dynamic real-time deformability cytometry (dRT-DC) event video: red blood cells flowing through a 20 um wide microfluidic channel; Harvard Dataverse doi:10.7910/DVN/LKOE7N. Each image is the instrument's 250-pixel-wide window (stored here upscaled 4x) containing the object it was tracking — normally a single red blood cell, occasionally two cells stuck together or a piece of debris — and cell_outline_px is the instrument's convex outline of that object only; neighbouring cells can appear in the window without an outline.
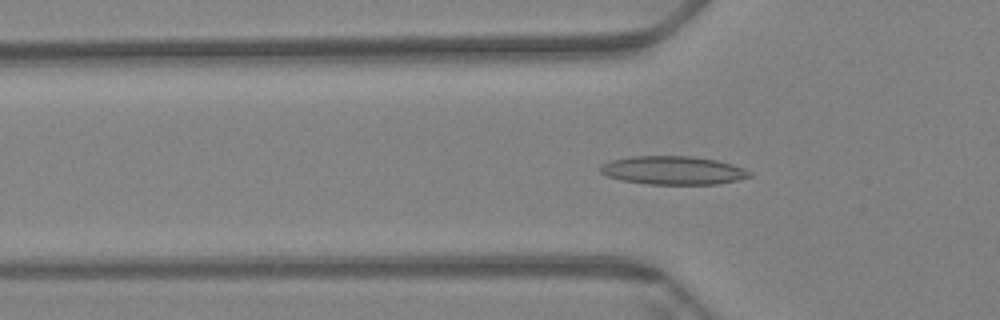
{"species": "Egyptian fruit bat (a non-hibernating species)", "species_latin": "Rousettus aegyptiacus", "temperature_condition": "warm", "stored_images_in_passage": 26, "camera_frame_rate_fps": 3000, "um_per_image_px": 0.085, "animal": {"sex": "female"}, "frame": {"image": 1, "passage_image": 19, "time_ms": 6.0, "image_size_px": [1000, 320], "cell_outline_px": [[752, 176], [736, 180], [716, 184], [648, 184], [620, 180], [608, 176], [600, 172], [600, 164], [612, 160], [632, 156], [692, 156], [716, 160], [732, 164], [744, 168], [752, 172]], "centroid_in_image_um": [57.21, 14.48], "position_along_channel_um": 68.6, "area_um2": 24.74}}
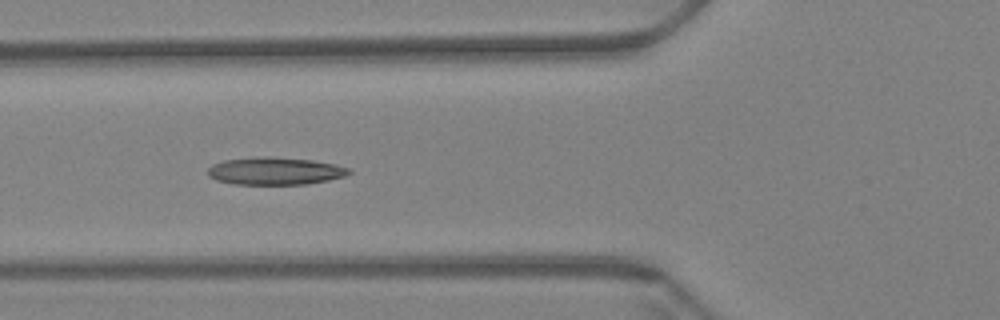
{"frame": {"image": 2, "passage_image": 22, "time_ms": 7.0, "image_size_px": [1000, 320], "cell_outline_px": [[352, 172], [344, 176], [328, 180], [308, 184], [232, 184], [216, 180], [208, 176], [208, 168], [212, 164], [224, 160], [252, 156], [268, 156], [312, 160], [336, 164], [348, 168]], "centroid_in_image_um": [23.34, 14.53], "position_along_channel_um": 102.5, "area_um2": 22.83}}
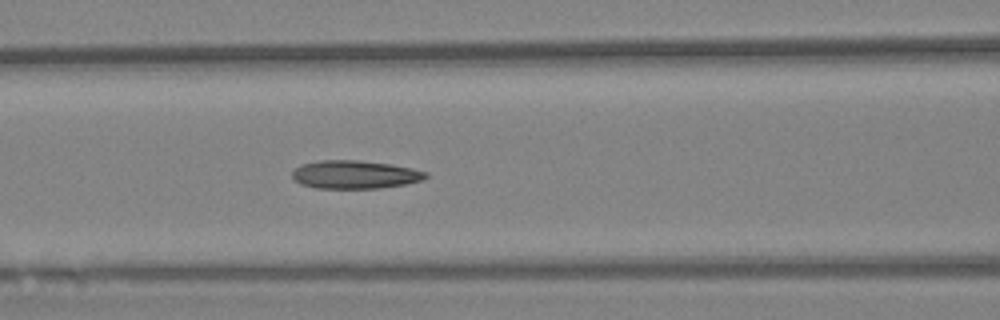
{"frame": {"image": 3, "passage_image": 25, "time_ms": 8.0, "image_size_px": [1000, 320], "cell_outline_px": [[428, 176], [420, 180], [404, 184], [380, 188], [316, 188], [300, 184], [292, 176], [292, 172], [300, 164], [320, 160], [356, 160], [388, 164], [412, 168], [428, 172]], "centroid_in_image_um": [30.13, 14.83], "position_along_channel_um": 136.5, "area_um2": 21.79}}